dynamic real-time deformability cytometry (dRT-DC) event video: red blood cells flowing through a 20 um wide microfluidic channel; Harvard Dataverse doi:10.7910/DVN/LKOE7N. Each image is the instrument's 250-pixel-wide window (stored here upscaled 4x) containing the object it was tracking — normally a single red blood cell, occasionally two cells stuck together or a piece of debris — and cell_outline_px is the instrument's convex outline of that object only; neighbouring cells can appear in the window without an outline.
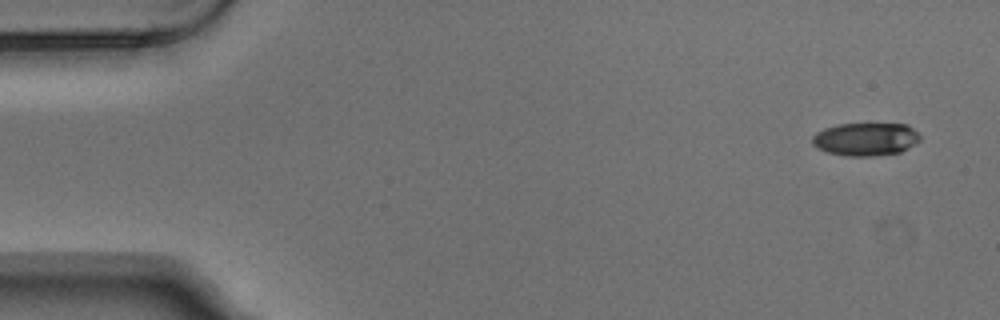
{"species": "Egyptian fruit bat (a non-hibernating species)", "species_latin": "Rousettus aegyptiacus", "temperature_condition": "warm", "stored_images_in_passage": 6, "camera_frame_rate_fps": 3000, "um_per_image_px": 0.085, "animal": {"sex": "male"}, "frame": {"image": 1, "passage_image": 1, "time_ms": 0.0, "image_size_px": [1000, 320], "cell_outline_px": [[920, 140], [908, 148], [900, 152], [876, 156], [848, 156], [828, 152], [816, 148], [812, 144], [812, 136], [816, 132], [824, 128], [836, 124], [908, 124], [920, 136]], "centroid_in_image_um": [73.55, 11.83], "position_along_channel_um": 11.4, "area_um2": 20.81}}
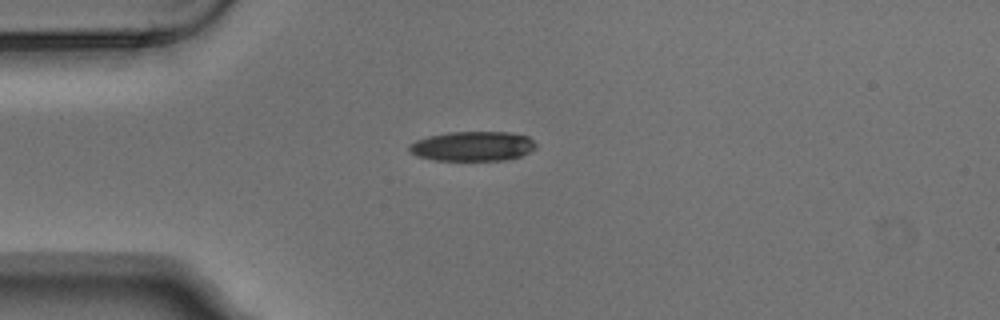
{"frame": {"image": 2, "passage_image": 4, "time_ms": 1.0, "image_size_px": [1000, 320], "cell_outline_px": [[536, 148], [520, 156], [508, 160], [432, 160], [416, 156], [408, 152], [408, 144], [416, 140], [428, 136], [448, 132], [508, 132], [528, 136], [536, 144]], "centroid_in_image_um": [40.13, 12.43], "position_along_channel_um": 44.9, "area_um2": 22.08}}
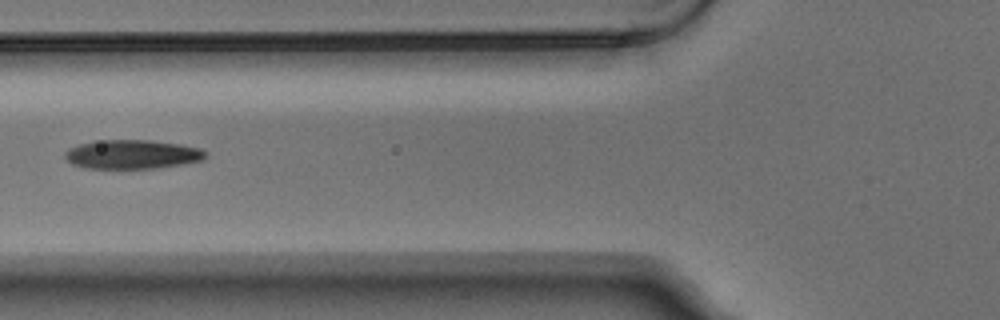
{"frame": {"image": 3, "passage_image": 6, "time_ms": 1.667, "image_size_px": [1000, 320], "cell_outline_px": [[208, 156], [204, 160], [184, 164], [156, 168], [84, 168], [72, 164], [64, 156], [64, 152], [68, 148], [92, 140], [152, 140], [180, 144], [200, 148], [208, 152]], "centroid_in_image_um": [11.26, 13.11], "position_along_channel_um": 114.5, "area_um2": 24.1}}